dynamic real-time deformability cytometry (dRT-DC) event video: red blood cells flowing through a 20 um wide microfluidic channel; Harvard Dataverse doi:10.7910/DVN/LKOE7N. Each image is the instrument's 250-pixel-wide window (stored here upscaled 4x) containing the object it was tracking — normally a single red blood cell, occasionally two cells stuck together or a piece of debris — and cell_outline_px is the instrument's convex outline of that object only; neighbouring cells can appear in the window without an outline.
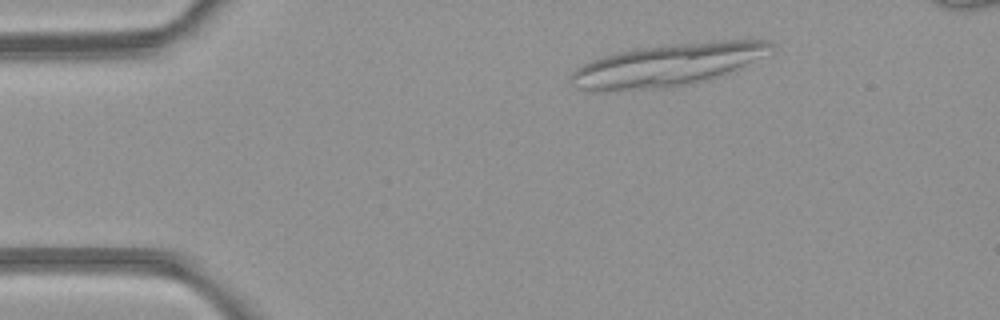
{"species": "common noctule bat (a hibernating species)", "species_latin": "Nyctalus noctula", "temperature_condition": "room temperature", "stored_images_in_passage": 5, "camera_frame_rate_fps": 3000, "um_per_image_px": 0.085, "animal": {"sex": "female", "body_mass_g": 21.9}, "frame": {"image": 1, "passage_image": 2, "time_ms": 1.333, "image_size_px": [1000, 320], "cell_outline_px": [[772, 44], [752, 60], [728, 72], [716, 76], [684, 84], [660, 88], [576, 88], [568, 80], [568, 76], [576, 68], [592, 60], [604, 56], [620, 52], [640, 48], [720, 40], [768, 40]], "centroid_in_image_um": [56.64, 5.49], "position_along_channel_um": 28.4, "area_um2": 46.47}}